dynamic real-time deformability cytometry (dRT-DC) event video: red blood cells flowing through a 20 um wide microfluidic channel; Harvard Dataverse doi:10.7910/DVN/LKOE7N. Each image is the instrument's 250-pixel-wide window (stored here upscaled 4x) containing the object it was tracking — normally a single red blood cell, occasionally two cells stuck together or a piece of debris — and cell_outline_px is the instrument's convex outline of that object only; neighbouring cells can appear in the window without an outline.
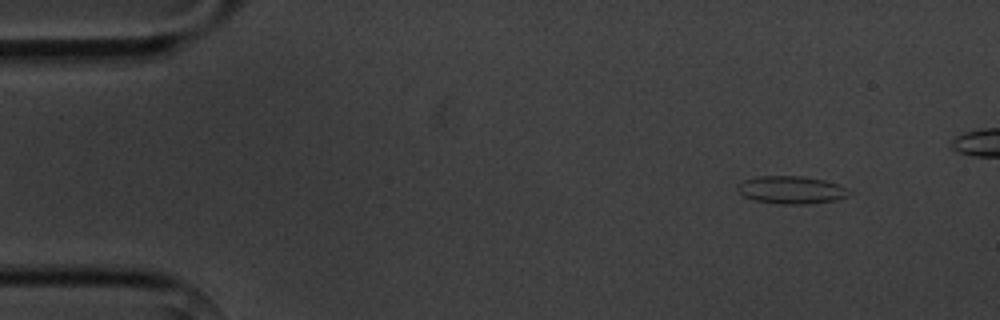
{"species": "common noctule bat (a hibernating species)", "species_latin": "Nyctalus noctula", "temperature_condition": "cold", "stored_images_in_passage": 5, "camera_frame_rate_fps": 3000, "um_per_image_px": 0.085, "animal": {"sex": "male", "body_mass_g": 20.1, "forearm_length_mm": 53.5}, "frame": {"image": 1, "passage_image": 1, "time_ms": 0.0, "image_size_px": [1000, 320], "cell_outline_px": [[852, 192], [848, 196], [836, 200], [808, 204], [780, 204], [756, 200], [744, 196], [736, 188], [736, 184], [744, 180], [756, 176], [800, 176], [824, 180], [840, 184]], "centroid_in_image_um": [67.27, 16.14], "position_along_channel_um": 17.7, "area_um2": 18.09}}